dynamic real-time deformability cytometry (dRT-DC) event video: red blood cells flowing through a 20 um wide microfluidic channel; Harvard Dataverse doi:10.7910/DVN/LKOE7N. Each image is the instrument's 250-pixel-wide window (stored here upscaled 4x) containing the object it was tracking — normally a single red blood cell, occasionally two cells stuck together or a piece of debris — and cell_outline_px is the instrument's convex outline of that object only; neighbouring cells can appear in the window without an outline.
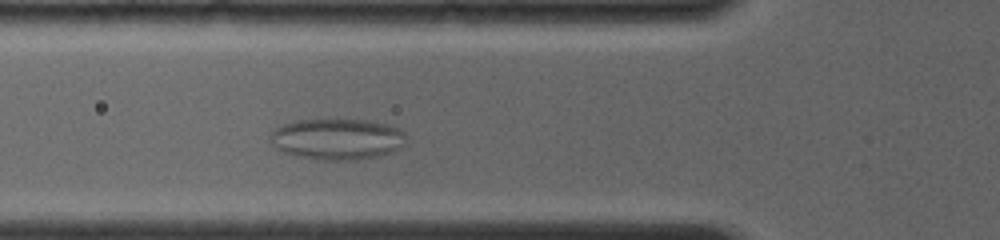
{"species": "common noctule bat (a hibernating species)", "species_latin": "Nyctalus noctula", "temperature_condition": "room temperature", "stored_images_in_passage": 10, "camera_frame_rate_fps": 4000, "um_per_image_px": 0.085, "animal": {"sex": "female", "body_mass_g": 19.0, "forearm_length_mm": 56.7}, "frame": {"image": 1, "passage_image": 5, "time_ms": 2.75, "image_size_px": [1000, 240], "cell_outline_px": [[404, 144], [400, 148], [392, 152], [376, 156], [356, 160], [324, 160], [296, 156], [284, 152], [276, 148], [268, 140], [272, 132], [276, 128], [284, 124], [296, 120], [368, 120], [388, 124], [400, 128], [404, 132]], "centroid_in_image_um": [28.66, 11.82], "position_along_channel_um": 97.1, "area_um2": 32.54}}
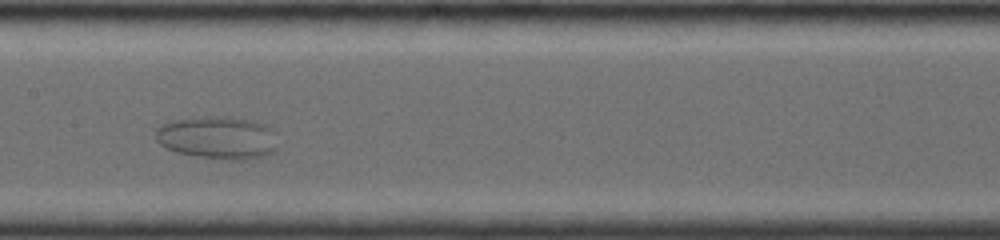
{"frame": {"image": 2, "passage_image": 9, "time_ms": 5.25, "image_size_px": [1000, 240], "cell_outline_px": [[276, 148], [272, 152], [264, 156], [244, 160], [232, 160], [200, 156], [176, 152], [164, 148], [156, 140], [156, 128], [172, 120], [212, 116], [248, 120], [264, 124], [272, 128]], "centroid_in_image_um": [18.47, 11.71], "position_along_channel_um": 188.9, "area_um2": 30.0}}